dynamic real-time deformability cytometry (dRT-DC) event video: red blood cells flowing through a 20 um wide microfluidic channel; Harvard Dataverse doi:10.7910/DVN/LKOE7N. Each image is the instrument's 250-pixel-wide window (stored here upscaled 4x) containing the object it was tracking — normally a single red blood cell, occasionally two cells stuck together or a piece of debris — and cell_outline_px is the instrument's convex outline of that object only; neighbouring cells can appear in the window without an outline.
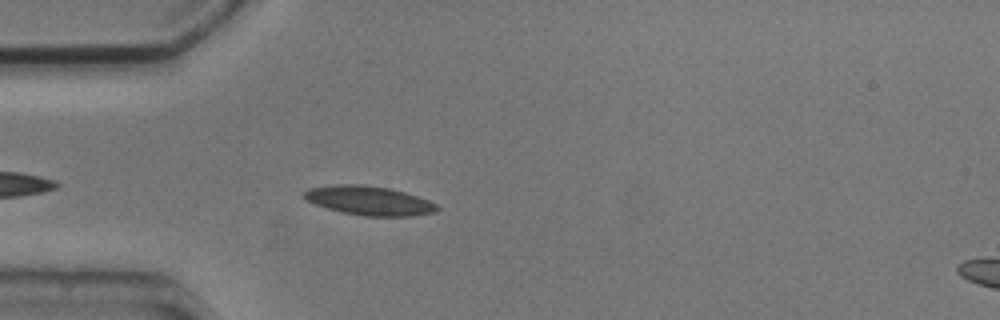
{"species": "common noctule bat (a hibernating species)", "species_latin": "Nyctalus noctula", "temperature_condition": "cold", "stored_images_in_passage": 5, "camera_frame_rate_fps": 3000, "um_per_image_px": 0.085, "animal": {"sex": "male", "body_mass_g": 20.5, "forearm_length_mm": 52.5}, "frame": {"image": 1, "passage_image": 5, "time_ms": 4.667, "image_size_px": [1000, 320], "cell_outline_px": [[440, 208], [436, 212], [412, 216], [364, 216], [340, 212], [316, 204], [308, 200], [304, 196], [304, 192], [308, 188], [336, 184], [364, 184], [388, 188], [404, 192], [428, 200], [436, 204]], "centroid_in_image_um": [31.39, 17.05], "position_along_channel_um": 53.6, "area_um2": 22.48}}